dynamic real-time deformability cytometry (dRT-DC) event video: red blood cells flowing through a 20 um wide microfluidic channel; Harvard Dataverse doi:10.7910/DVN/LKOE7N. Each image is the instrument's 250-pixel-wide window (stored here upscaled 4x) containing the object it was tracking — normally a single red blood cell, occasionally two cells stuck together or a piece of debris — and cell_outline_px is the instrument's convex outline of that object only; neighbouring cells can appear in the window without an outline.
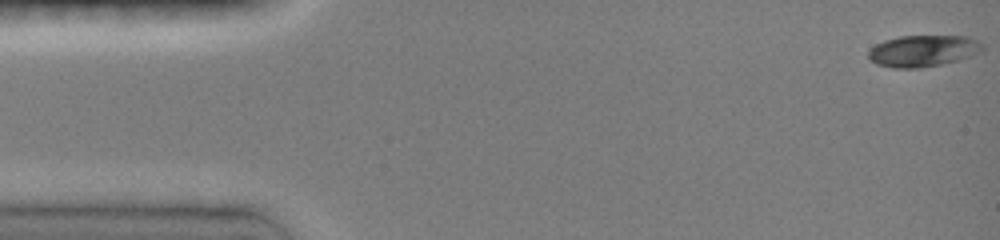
{"species": "common noctule bat (a hibernating species)", "species_latin": "Nyctalus noctula", "temperature_condition": "room temperature", "stored_images_in_passage": 6, "camera_frame_rate_fps": 3000, "um_per_image_px": 0.085, "animal": {"sex": "female", "body_mass_g": 19.0, "forearm_length_mm": 51.5}, "frame": {"image": 1, "passage_image": 1, "time_ms": 0.0, "image_size_px": [1000, 240], "cell_outline_px": [[984, 48], [980, 52], [960, 60], [920, 68], [892, 68], [876, 64], [868, 60], [868, 52], [876, 44], [884, 40], [900, 36], [968, 36], [984, 44]], "centroid_in_image_um": [78.45, 4.33], "position_along_channel_um": 6.5, "area_um2": 21.1}}
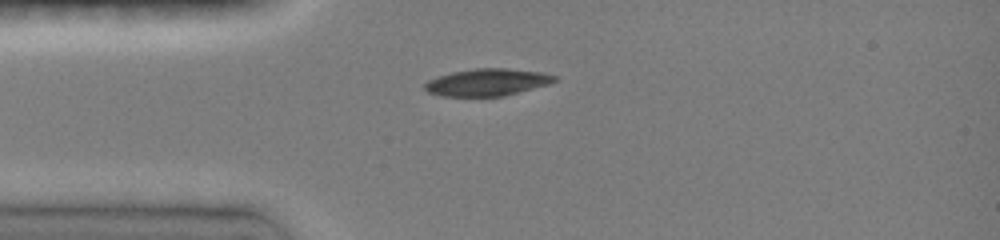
{"frame": {"image": 2, "passage_image": 5, "time_ms": 3.667, "image_size_px": [1000, 240], "cell_outline_px": [[556, 80], [548, 84], [504, 96], [440, 96], [428, 92], [424, 88], [424, 84], [428, 80], [436, 76], [452, 72], [476, 68], [508, 68], [540, 72], [556, 76]], "centroid_in_image_um": [41.37, 6.99], "position_along_channel_um": 43.6, "area_um2": 20.46}}